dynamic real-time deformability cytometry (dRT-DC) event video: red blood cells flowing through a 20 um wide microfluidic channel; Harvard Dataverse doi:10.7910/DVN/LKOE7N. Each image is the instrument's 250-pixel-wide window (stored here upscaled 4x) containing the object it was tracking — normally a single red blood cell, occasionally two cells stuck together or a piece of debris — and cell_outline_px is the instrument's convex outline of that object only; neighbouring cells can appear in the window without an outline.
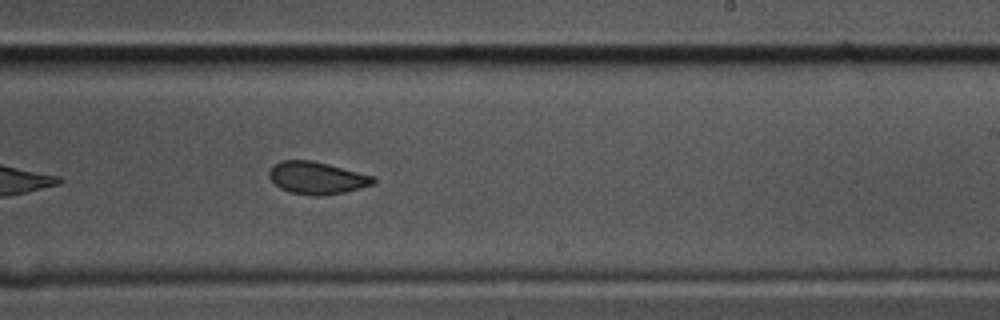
{"species": "common noctule bat (a hibernating species)", "species_latin": "Nyctalus noctula", "temperature_condition": "cold", "stored_images_in_passage": 22, "camera_frame_rate_fps": 3000, "um_per_image_px": 0.085, "animal": {"sex": "male", "body_mass_g": 17.5, "forearm_length_mm": 52.3}, "frame": {"image": 1, "passage_image": 19, "time_ms": 6.0, "image_size_px": [1000, 320], "cell_outline_px": [[376, 180], [372, 184], [344, 192], [320, 196], [316, 196], [292, 192], [280, 188], [268, 176], [268, 172], [272, 164], [280, 160], [312, 160], [376, 176]], "centroid_in_image_um": [26.91, 15.1], "position_along_channel_um": 262.1, "area_um2": 19.59}}